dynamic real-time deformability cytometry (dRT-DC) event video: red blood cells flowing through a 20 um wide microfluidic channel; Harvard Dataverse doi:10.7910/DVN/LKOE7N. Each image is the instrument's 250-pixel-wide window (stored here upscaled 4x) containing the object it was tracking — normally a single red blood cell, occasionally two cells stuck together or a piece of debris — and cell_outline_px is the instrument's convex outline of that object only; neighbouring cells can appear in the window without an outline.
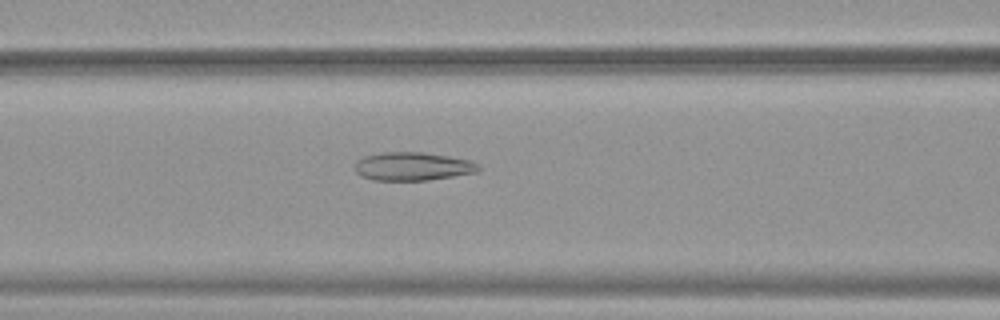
{"species": "common noctule bat (a hibernating species)", "species_latin": "Nyctalus noctula", "temperature_condition": "warm", "stored_images_in_passage": 52, "camera_frame_rate_fps": 3000, "um_per_image_px": 0.085, "animal": {"sex": "female", "body_mass_g": 19.9}, "frame": {"image": 1, "passage_image": 22, "time_ms": 7.0, "image_size_px": [1000, 320], "cell_outline_px": [[480, 168], [476, 172], [428, 180], [372, 180], [360, 176], [352, 168], [356, 160], [364, 156], [380, 152], [420, 152], [448, 156], [468, 160], [476, 164]], "centroid_in_image_um": [34.97, 14.14], "position_along_channel_um": 131.6, "area_um2": 20.4}}
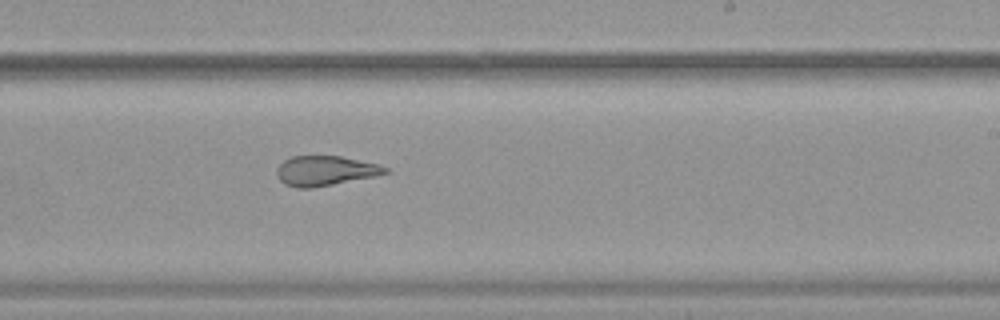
{"frame": {"image": 2, "passage_image": 32, "time_ms": 10.333, "image_size_px": [1000, 320], "cell_outline_px": [[388, 172], [376, 176], [312, 188], [296, 188], [284, 184], [280, 180], [276, 172], [276, 168], [284, 160], [292, 156], [340, 156], [380, 164], [388, 168]], "centroid_in_image_um": [27.64, 14.51], "position_along_channel_um": 261.4, "area_um2": 18.9}}
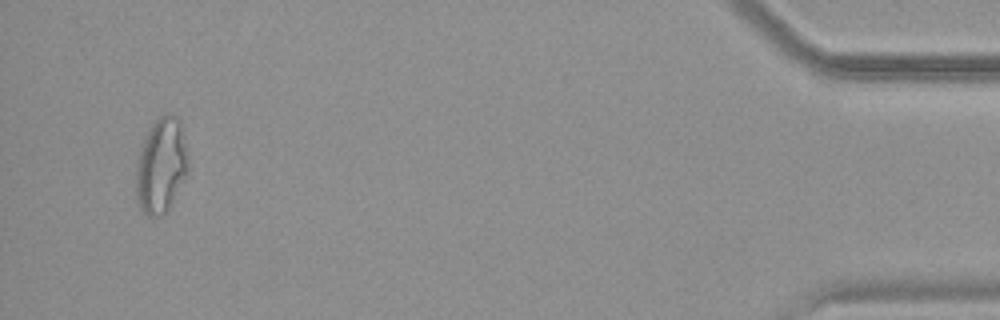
{"frame": {"image": 3, "passage_image": 50, "time_ms": 16.333, "image_size_px": [1000, 320], "cell_outline_px": [[188, 172], [168, 212], [160, 216], [148, 216], [140, 208], [136, 196], [136, 172], [140, 148], [144, 136], [152, 124], [160, 116], [168, 112], [176, 116], [180, 120], [188, 156]], "centroid_in_image_um": [13.71, 14.08], "position_along_channel_um": 421.5, "area_um2": 29.19}, "authors_computed_cell_mechanics": {"area_um2": 25.0274, "velocity_mm_per_s": 3.906, "shape_relaxation_time_tau1_ms": null, "shape_relaxation_time_tau2_ms": 1.8725, "deformation_change_tau1": null, "deformation_change_tau2": 0.1024}}